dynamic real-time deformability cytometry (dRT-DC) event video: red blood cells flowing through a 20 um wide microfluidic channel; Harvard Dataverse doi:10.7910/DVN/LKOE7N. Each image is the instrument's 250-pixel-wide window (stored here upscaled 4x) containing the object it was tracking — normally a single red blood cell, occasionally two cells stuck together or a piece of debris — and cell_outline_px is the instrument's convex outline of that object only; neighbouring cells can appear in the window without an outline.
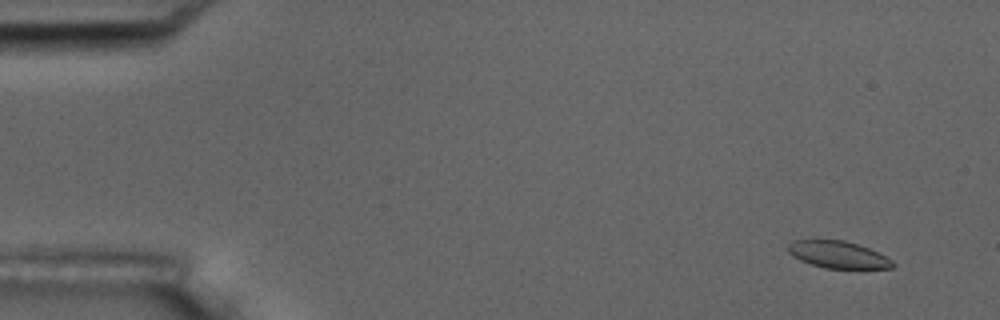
{"species": "common noctule bat (a hibernating species)", "species_latin": "Nyctalus noctula", "temperature_condition": "room temperature", "stored_images_in_passage": 5, "camera_frame_rate_fps": 3000, "um_per_image_px": 0.085, "animal": {"sex": "male", "body_mass_g": 17.5, "forearm_length_mm": 52.3}, "frame": {"image": 1, "passage_image": 2, "time_ms": 1.0, "image_size_px": [1000, 320], "cell_outline_px": [[896, 264], [892, 268], [824, 268], [800, 260], [792, 256], [788, 252], [788, 244], [792, 240], [816, 236], [844, 240], [868, 248], [892, 260]], "centroid_in_image_um": [71.13, 21.58], "position_along_channel_um": 13.9, "area_um2": 17.05}}
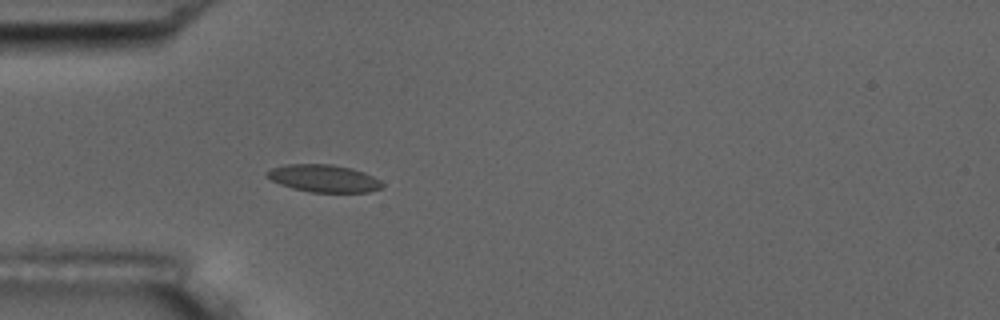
{"frame": {"image": 2, "passage_image": 5, "time_ms": 5.333, "image_size_px": [1000, 320], "cell_outline_px": [[384, 188], [368, 192], [312, 192], [292, 188], [280, 184], [264, 176], [264, 172], [272, 168], [288, 164], [332, 164], [352, 168], [364, 172], [380, 180], [384, 184]], "centroid_in_image_um": [27.52, 15.16], "position_along_channel_um": 57.5, "area_um2": 18.55}}